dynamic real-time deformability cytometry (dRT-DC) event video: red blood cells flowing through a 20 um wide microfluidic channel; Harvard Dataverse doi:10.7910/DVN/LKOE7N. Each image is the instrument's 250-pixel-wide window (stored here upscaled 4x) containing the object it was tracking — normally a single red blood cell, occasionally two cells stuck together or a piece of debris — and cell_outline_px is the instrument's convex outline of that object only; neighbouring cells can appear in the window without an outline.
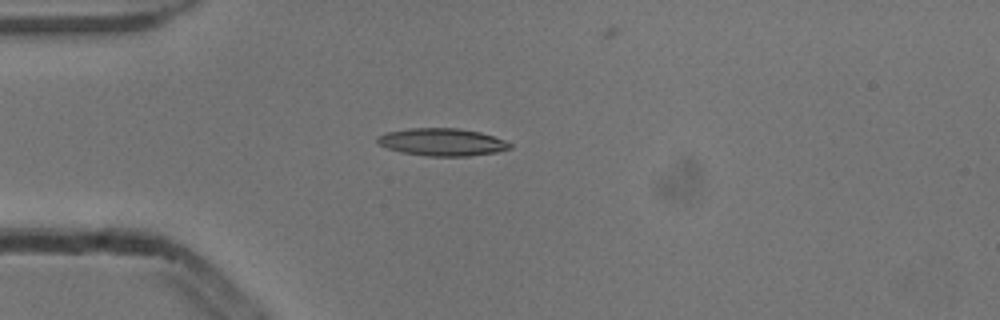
{"species": "common noctule bat (a hibernating species)", "species_latin": "Nyctalus noctula", "temperature_condition": "cold", "stored_images_in_passage": 3, "camera_frame_rate_fps": 3000, "um_per_image_px": 0.085, "animal": {"sex": "male", "body_mass_g": 13.3}, "frame": {"image": 1, "passage_image": 1, "time_ms": 0.0, "image_size_px": [1000, 320], "cell_outline_px": [[512, 148], [496, 152], [468, 156], [428, 156], [400, 152], [388, 148], [380, 144], [376, 140], [376, 136], [388, 132], [408, 128], [460, 128], [480, 132], [504, 140], [512, 144]], "centroid_in_image_um": [37.58, 12.07], "position_along_channel_um": 47.4, "area_um2": 21.21}}